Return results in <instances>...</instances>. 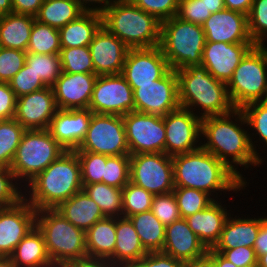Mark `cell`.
<instances>
[{
  "instance_id": "1",
  "label": "cell",
  "mask_w": 267,
  "mask_h": 267,
  "mask_svg": "<svg viewBox=\"0 0 267 267\" xmlns=\"http://www.w3.org/2000/svg\"><path fill=\"white\" fill-rule=\"evenodd\" d=\"M247 126L246 117L241 109H234L225 115L205 117L201 121V142L204 140L201 147L224 162L249 184L238 171V166L244 169L250 167L251 170V166L259 167L264 161L252 148Z\"/></svg>"
},
{
  "instance_id": "2",
  "label": "cell",
  "mask_w": 267,
  "mask_h": 267,
  "mask_svg": "<svg viewBox=\"0 0 267 267\" xmlns=\"http://www.w3.org/2000/svg\"><path fill=\"white\" fill-rule=\"evenodd\" d=\"M172 161L175 187L201 190L215 196V200L222 196V192L237 193L249 186L224 162L202 147L173 156ZM216 191L220 192L219 197Z\"/></svg>"
},
{
  "instance_id": "3",
  "label": "cell",
  "mask_w": 267,
  "mask_h": 267,
  "mask_svg": "<svg viewBox=\"0 0 267 267\" xmlns=\"http://www.w3.org/2000/svg\"><path fill=\"white\" fill-rule=\"evenodd\" d=\"M81 190L79 157L75 151H65L25 186L24 199L36 210L55 209Z\"/></svg>"
},
{
  "instance_id": "4",
  "label": "cell",
  "mask_w": 267,
  "mask_h": 267,
  "mask_svg": "<svg viewBox=\"0 0 267 267\" xmlns=\"http://www.w3.org/2000/svg\"><path fill=\"white\" fill-rule=\"evenodd\" d=\"M175 71L180 107L189 109L201 119L225 115L235 109L228 95L227 83L215 79L205 67L190 66Z\"/></svg>"
},
{
  "instance_id": "5",
  "label": "cell",
  "mask_w": 267,
  "mask_h": 267,
  "mask_svg": "<svg viewBox=\"0 0 267 267\" xmlns=\"http://www.w3.org/2000/svg\"><path fill=\"white\" fill-rule=\"evenodd\" d=\"M103 26L128 48L159 46L161 21L130 0H113L102 13Z\"/></svg>"
},
{
  "instance_id": "6",
  "label": "cell",
  "mask_w": 267,
  "mask_h": 267,
  "mask_svg": "<svg viewBox=\"0 0 267 267\" xmlns=\"http://www.w3.org/2000/svg\"><path fill=\"white\" fill-rule=\"evenodd\" d=\"M36 226L43 234L48 256L55 267L88 260L85 232L55 209L37 210Z\"/></svg>"
},
{
  "instance_id": "7",
  "label": "cell",
  "mask_w": 267,
  "mask_h": 267,
  "mask_svg": "<svg viewBox=\"0 0 267 267\" xmlns=\"http://www.w3.org/2000/svg\"><path fill=\"white\" fill-rule=\"evenodd\" d=\"M206 36L202 26L176 15L161 22L160 44L172 70L201 66Z\"/></svg>"
},
{
  "instance_id": "8",
  "label": "cell",
  "mask_w": 267,
  "mask_h": 267,
  "mask_svg": "<svg viewBox=\"0 0 267 267\" xmlns=\"http://www.w3.org/2000/svg\"><path fill=\"white\" fill-rule=\"evenodd\" d=\"M235 109L267 100V45H255L242 59L227 83Z\"/></svg>"
},
{
  "instance_id": "9",
  "label": "cell",
  "mask_w": 267,
  "mask_h": 267,
  "mask_svg": "<svg viewBox=\"0 0 267 267\" xmlns=\"http://www.w3.org/2000/svg\"><path fill=\"white\" fill-rule=\"evenodd\" d=\"M65 151L52 137L48 129L26 130L16 150L10 169L25 188L32 179Z\"/></svg>"
},
{
  "instance_id": "10",
  "label": "cell",
  "mask_w": 267,
  "mask_h": 267,
  "mask_svg": "<svg viewBox=\"0 0 267 267\" xmlns=\"http://www.w3.org/2000/svg\"><path fill=\"white\" fill-rule=\"evenodd\" d=\"M107 156L129 155L122 116L93 113L86 136L78 149Z\"/></svg>"
},
{
  "instance_id": "11",
  "label": "cell",
  "mask_w": 267,
  "mask_h": 267,
  "mask_svg": "<svg viewBox=\"0 0 267 267\" xmlns=\"http://www.w3.org/2000/svg\"><path fill=\"white\" fill-rule=\"evenodd\" d=\"M130 181L153 195L171 193L175 188L172 157L165 153L130 155Z\"/></svg>"
},
{
  "instance_id": "12",
  "label": "cell",
  "mask_w": 267,
  "mask_h": 267,
  "mask_svg": "<svg viewBox=\"0 0 267 267\" xmlns=\"http://www.w3.org/2000/svg\"><path fill=\"white\" fill-rule=\"evenodd\" d=\"M122 117L129 155L165 153L166 131L163 116L132 111Z\"/></svg>"
},
{
  "instance_id": "13",
  "label": "cell",
  "mask_w": 267,
  "mask_h": 267,
  "mask_svg": "<svg viewBox=\"0 0 267 267\" xmlns=\"http://www.w3.org/2000/svg\"><path fill=\"white\" fill-rule=\"evenodd\" d=\"M88 109L93 113L124 116L135 111L133 89L121 73L99 75Z\"/></svg>"
},
{
  "instance_id": "14",
  "label": "cell",
  "mask_w": 267,
  "mask_h": 267,
  "mask_svg": "<svg viewBox=\"0 0 267 267\" xmlns=\"http://www.w3.org/2000/svg\"><path fill=\"white\" fill-rule=\"evenodd\" d=\"M135 111L165 116L180 107L176 71L170 69L152 84H137L133 90Z\"/></svg>"
},
{
  "instance_id": "15",
  "label": "cell",
  "mask_w": 267,
  "mask_h": 267,
  "mask_svg": "<svg viewBox=\"0 0 267 267\" xmlns=\"http://www.w3.org/2000/svg\"><path fill=\"white\" fill-rule=\"evenodd\" d=\"M201 121V118L183 107L163 116L166 131L165 154L173 157L200 148Z\"/></svg>"
},
{
  "instance_id": "16",
  "label": "cell",
  "mask_w": 267,
  "mask_h": 267,
  "mask_svg": "<svg viewBox=\"0 0 267 267\" xmlns=\"http://www.w3.org/2000/svg\"><path fill=\"white\" fill-rule=\"evenodd\" d=\"M170 67L159 46L130 48L125 58L122 75L134 90L137 84H152L162 78Z\"/></svg>"
},
{
  "instance_id": "17",
  "label": "cell",
  "mask_w": 267,
  "mask_h": 267,
  "mask_svg": "<svg viewBox=\"0 0 267 267\" xmlns=\"http://www.w3.org/2000/svg\"><path fill=\"white\" fill-rule=\"evenodd\" d=\"M37 210L25 199L0 207V256L9 257L18 243L36 226Z\"/></svg>"
},
{
  "instance_id": "18",
  "label": "cell",
  "mask_w": 267,
  "mask_h": 267,
  "mask_svg": "<svg viewBox=\"0 0 267 267\" xmlns=\"http://www.w3.org/2000/svg\"><path fill=\"white\" fill-rule=\"evenodd\" d=\"M58 110L52 87L17 98L14 119L26 130L48 129Z\"/></svg>"
},
{
  "instance_id": "19",
  "label": "cell",
  "mask_w": 267,
  "mask_h": 267,
  "mask_svg": "<svg viewBox=\"0 0 267 267\" xmlns=\"http://www.w3.org/2000/svg\"><path fill=\"white\" fill-rule=\"evenodd\" d=\"M254 46V43L206 41L201 66L205 67L215 79L228 83L234 70Z\"/></svg>"
},
{
  "instance_id": "20",
  "label": "cell",
  "mask_w": 267,
  "mask_h": 267,
  "mask_svg": "<svg viewBox=\"0 0 267 267\" xmlns=\"http://www.w3.org/2000/svg\"><path fill=\"white\" fill-rule=\"evenodd\" d=\"M94 74L111 75L122 73L128 48L105 26H101L89 44Z\"/></svg>"
},
{
  "instance_id": "21",
  "label": "cell",
  "mask_w": 267,
  "mask_h": 267,
  "mask_svg": "<svg viewBox=\"0 0 267 267\" xmlns=\"http://www.w3.org/2000/svg\"><path fill=\"white\" fill-rule=\"evenodd\" d=\"M98 75L62 72L52 86L56 106L61 110L87 109Z\"/></svg>"
},
{
  "instance_id": "22",
  "label": "cell",
  "mask_w": 267,
  "mask_h": 267,
  "mask_svg": "<svg viewBox=\"0 0 267 267\" xmlns=\"http://www.w3.org/2000/svg\"><path fill=\"white\" fill-rule=\"evenodd\" d=\"M93 112L87 109H58L48 130L52 137L66 150L74 151L83 142Z\"/></svg>"
},
{
  "instance_id": "23",
  "label": "cell",
  "mask_w": 267,
  "mask_h": 267,
  "mask_svg": "<svg viewBox=\"0 0 267 267\" xmlns=\"http://www.w3.org/2000/svg\"><path fill=\"white\" fill-rule=\"evenodd\" d=\"M202 28L206 41L253 43L248 31L247 15L226 8L211 14Z\"/></svg>"
},
{
  "instance_id": "24",
  "label": "cell",
  "mask_w": 267,
  "mask_h": 267,
  "mask_svg": "<svg viewBox=\"0 0 267 267\" xmlns=\"http://www.w3.org/2000/svg\"><path fill=\"white\" fill-rule=\"evenodd\" d=\"M162 252L183 262L193 261L208 253V248L180 218L165 228V242Z\"/></svg>"
},
{
  "instance_id": "25",
  "label": "cell",
  "mask_w": 267,
  "mask_h": 267,
  "mask_svg": "<svg viewBox=\"0 0 267 267\" xmlns=\"http://www.w3.org/2000/svg\"><path fill=\"white\" fill-rule=\"evenodd\" d=\"M221 203L216 199L207 208L185 218L188 226L208 249L219 241L224 223L230 215L231 210Z\"/></svg>"
},
{
  "instance_id": "26",
  "label": "cell",
  "mask_w": 267,
  "mask_h": 267,
  "mask_svg": "<svg viewBox=\"0 0 267 267\" xmlns=\"http://www.w3.org/2000/svg\"><path fill=\"white\" fill-rule=\"evenodd\" d=\"M147 253L131 220L125 217L116 218L114 254L107 261L118 267H129Z\"/></svg>"
},
{
  "instance_id": "27",
  "label": "cell",
  "mask_w": 267,
  "mask_h": 267,
  "mask_svg": "<svg viewBox=\"0 0 267 267\" xmlns=\"http://www.w3.org/2000/svg\"><path fill=\"white\" fill-rule=\"evenodd\" d=\"M262 224V217H231L224 223L219 241L212 249H234L240 246L253 248Z\"/></svg>"
},
{
  "instance_id": "28",
  "label": "cell",
  "mask_w": 267,
  "mask_h": 267,
  "mask_svg": "<svg viewBox=\"0 0 267 267\" xmlns=\"http://www.w3.org/2000/svg\"><path fill=\"white\" fill-rule=\"evenodd\" d=\"M55 210L84 232L105 218L100 207L84 190L60 203Z\"/></svg>"
},
{
  "instance_id": "29",
  "label": "cell",
  "mask_w": 267,
  "mask_h": 267,
  "mask_svg": "<svg viewBox=\"0 0 267 267\" xmlns=\"http://www.w3.org/2000/svg\"><path fill=\"white\" fill-rule=\"evenodd\" d=\"M9 257L16 267H55L48 256L43 234L37 226L26 234Z\"/></svg>"
},
{
  "instance_id": "30",
  "label": "cell",
  "mask_w": 267,
  "mask_h": 267,
  "mask_svg": "<svg viewBox=\"0 0 267 267\" xmlns=\"http://www.w3.org/2000/svg\"><path fill=\"white\" fill-rule=\"evenodd\" d=\"M102 25V14L84 12L77 19L59 29L61 48L89 46Z\"/></svg>"
},
{
  "instance_id": "31",
  "label": "cell",
  "mask_w": 267,
  "mask_h": 267,
  "mask_svg": "<svg viewBox=\"0 0 267 267\" xmlns=\"http://www.w3.org/2000/svg\"><path fill=\"white\" fill-rule=\"evenodd\" d=\"M86 251L89 260L107 261L116 244V218L105 217L85 232Z\"/></svg>"
},
{
  "instance_id": "32",
  "label": "cell",
  "mask_w": 267,
  "mask_h": 267,
  "mask_svg": "<svg viewBox=\"0 0 267 267\" xmlns=\"http://www.w3.org/2000/svg\"><path fill=\"white\" fill-rule=\"evenodd\" d=\"M35 17L10 13L0 16V47L27 51Z\"/></svg>"
},
{
  "instance_id": "33",
  "label": "cell",
  "mask_w": 267,
  "mask_h": 267,
  "mask_svg": "<svg viewBox=\"0 0 267 267\" xmlns=\"http://www.w3.org/2000/svg\"><path fill=\"white\" fill-rule=\"evenodd\" d=\"M84 12L76 0H44L35 19L59 30Z\"/></svg>"
},
{
  "instance_id": "34",
  "label": "cell",
  "mask_w": 267,
  "mask_h": 267,
  "mask_svg": "<svg viewBox=\"0 0 267 267\" xmlns=\"http://www.w3.org/2000/svg\"><path fill=\"white\" fill-rule=\"evenodd\" d=\"M129 219L140 238L144 249L149 252H162L165 242V226L153 214L146 211L130 216Z\"/></svg>"
},
{
  "instance_id": "35",
  "label": "cell",
  "mask_w": 267,
  "mask_h": 267,
  "mask_svg": "<svg viewBox=\"0 0 267 267\" xmlns=\"http://www.w3.org/2000/svg\"><path fill=\"white\" fill-rule=\"evenodd\" d=\"M83 190L97 203L104 217H123L122 188L99 182L86 184Z\"/></svg>"
},
{
  "instance_id": "36",
  "label": "cell",
  "mask_w": 267,
  "mask_h": 267,
  "mask_svg": "<svg viewBox=\"0 0 267 267\" xmlns=\"http://www.w3.org/2000/svg\"><path fill=\"white\" fill-rule=\"evenodd\" d=\"M60 50L59 30L35 20L26 52L36 54H59Z\"/></svg>"
},
{
  "instance_id": "37",
  "label": "cell",
  "mask_w": 267,
  "mask_h": 267,
  "mask_svg": "<svg viewBox=\"0 0 267 267\" xmlns=\"http://www.w3.org/2000/svg\"><path fill=\"white\" fill-rule=\"evenodd\" d=\"M25 131L14 118L0 121V166L10 168Z\"/></svg>"
},
{
  "instance_id": "38",
  "label": "cell",
  "mask_w": 267,
  "mask_h": 267,
  "mask_svg": "<svg viewBox=\"0 0 267 267\" xmlns=\"http://www.w3.org/2000/svg\"><path fill=\"white\" fill-rule=\"evenodd\" d=\"M26 63L48 87H52L62 73L59 54H36L27 52Z\"/></svg>"
},
{
  "instance_id": "39",
  "label": "cell",
  "mask_w": 267,
  "mask_h": 267,
  "mask_svg": "<svg viewBox=\"0 0 267 267\" xmlns=\"http://www.w3.org/2000/svg\"><path fill=\"white\" fill-rule=\"evenodd\" d=\"M241 110L246 117L249 129L251 128V131L253 132L249 133L252 148L263 160L262 156L259 155L256 149L255 142L258 143L257 141L259 140V144H261V142L263 144L264 142L265 147L267 146V100L247 104ZM252 136L259 138L256 139L257 141L253 142L255 138Z\"/></svg>"
},
{
  "instance_id": "40",
  "label": "cell",
  "mask_w": 267,
  "mask_h": 267,
  "mask_svg": "<svg viewBox=\"0 0 267 267\" xmlns=\"http://www.w3.org/2000/svg\"><path fill=\"white\" fill-rule=\"evenodd\" d=\"M172 192L176 198L181 218L199 212L215 201L214 197L197 189L175 187Z\"/></svg>"
},
{
  "instance_id": "41",
  "label": "cell",
  "mask_w": 267,
  "mask_h": 267,
  "mask_svg": "<svg viewBox=\"0 0 267 267\" xmlns=\"http://www.w3.org/2000/svg\"><path fill=\"white\" fill-rule=\"evenodd\" d=\"M154 195L129 181L122 188L123 217L150 211Z\"/></svg>"
},
{
  "instance_id": "42",
  "label": "cell",
  "mask_w": 267,
  "mask_h": 267,
  "mask_svg": "<svg viewBox=\"0 0 267 267\" xmlns=\"http://www.w3.org/2000/svg\"><path fill=\"white\" fill-rule=\"evenodd\" d=\"M62 72L64 73H90L94 74L89 46L61 48Z\"/></svg>"
},
{
  "instance_id": "43",
  "label": "cell",
  "mask_w": 267,
  "mask_h": 267,
  "mask_svg": "<svg viewBox=\"0 0 267 267\" xmlns=\"http://www.w3.org/2000/svg\"><path fill=\"white\" fill-rule=\"evenodd\" d=\"M130 181V155L107 156L102 183L123 188Z\"/></svg>"
},
{
  "instance_id": "44",
  "label": "cell",
  "mask_w": 267,
  "mask_h": 267,
  "mask_svg": "<svg viewBox=\"0 0 267 267\" xmlns=\"http://www.w3.org/2000/svg\"><path fill=\"white\" fill-rule=\"evenodd\" d=\"M79 157L83 187L86 184L102 182L106 155L90 151H75Z\"/></svg>"
},
{
  "instance_id": "45",
  "label": "cell",
  "mask_w": 267,
  "mask_h": 267,
  "mask_svg": "<svg viewBox=\"0 0 267 267\" xmlns=\"http://www.w3.org/2000/svg\"><path fill=\"white\" fill-rule=\"evenodd\" d=\"M248 31L255 45L267 41V0H254L247 16Z\"/></svg>"
},
{
  "instance_id": "46",
  "label": "cell",
  "mask_w": 267,
  "mask_h": 267,
  "mask_svg": "<svg viewBox=\"0 0 267 267\" xmlns=\"http://www.w3.org/2000/svg\"><path fill=\"white\" fill-rule=\"evenodd\" d=\"M22 188L12 170L0 166V207L16 205L23 200L24 188Z\"/></svg>"
},
{
  "instance_id": "47",
  "label": "cell",
  "mask_w": 267,
  "mask_h": 267,
  "mask_svg": "<svg viewBox=\"0 0 267 267\" xmlns=\"http://www.w3.org/2000/svg\"><path fill=\"white\" fill-rule=\"evenodd\" d=\"M26 51L0 47V82L9 81L23 68Z\"/></svg>"
},
{
  "instance_id": "48",
  "label": "cell",
  "mask_w": 267,
  "mask_h": 267,
  "mask_svg": "<svg viewBox=\"0 0 267 267\" xmlns=\"http://www.w3.org/2000/svg\"><path fill=\"white\" fill-rule=\"evenodd\" d=\"M151 211L165 227L181 218L173 192L154 195Z\"/></svg>"
},
{
  "instance_id": "49",
  "label": "cell",
  "mask_w": 267,
  "mask_h": 267,
  "mask_svg": "<svg viewBox=\"0 0 267 267\" xmlns=\"http://www.w3.org/2000/svg\"><path fill=\"white\" fill-rule=\"evenodd\" d=\"M9 85L17 98L47 87L26 62L23 68L9 81Z\"/></svg>"
},
{
  "instance_id": "50",
  "label": "cell",
  "mask_w": 267,
  "mask_h": 267,
  "mask_svg": "<svg viewBox=\"0 0 267 267\" xmlns=\"http://www.w3.org/2000/svg\"><path fill=\"white\" fill-rule=\"evenodd\" d=\"M143 11L154 15L159 21L174 17L180 0H130Z\"/></svg>"
},
{
  "instance_id": "51",
  "label": "cell",
  "mask_w": 267,
  "mask_h": 267,
  "mask_svg": "<svg viewBox=\"0 0 267 267\" xmlns=\"http://www.w3.org/2000/svg\"><path fill=\"white\" fill-rule=\"evenodd\" d=\"M211 15L203 0H180L176 16L182 20L202 26Z\"/></svg>"
},
{
  "instance_id": "52",
  "label": "cell",
  "mask_w": 267,
  "mask_h": 267,
  "mask_svg": "<svg viewBox=\"0 0 267 267\" xmlns=\"http://www.w3.org/2000/svg\"><path fill=\"white\" fill-rule=\"evenodd\" d=\"M237 267H256L257 256L254 248L240 246L234 249H213Z\"/></svg>"
},
{
  "instance_id": "53",
  "label": "cell",
  "mask_w": 267,
  "mask_h": 267,
  "mask_svg": "<svg viewBox=\"0 0 267 267\" xmlns=\"http://www.w3.org/2000/svg\"><path fill=\"white\" fill-rule=\"evenodd\" d=\"M129 267H185V262L163 252H149Z\"/></svg>"
},
{
  "instance_id": "54",
  "label": "cell",
  "mask_w": 267,
  "mask_h": 267,
  "mask_svg": "<svg viewBox=\"0 0 267 267\" xmlns=\"http://www.w3.org/2000/svg\"><path fill=\"white\" fill-rule=\"evenodd\" d=\"M17 97L9 83L0 82V121L13 119Z\"/></svg>"
},
{
  "instance_id": "55",
  "label": "cell",
  "mask_w": 267,
  "mask_h": 267,
  "mask_svg": "<svg viewBox=\"0 0 267 267\" xmlns=\"http://www.w3.org/2000/svg\"><path fill=\"white\" fill-rule=\"evenodd\" d=\"M44 0H12L13 12L36 16Z\"/></svg>"
},
{
  "instance_id": "56",
  "label": "cell",
  "mask_w": 267,
  "mask_h": 267,
  "mask_svg": "<svg viewBox=\"0 0 267 267\" xmlns=\"http://www.w3.org/2000/svg\"><path fill=\"white\" fill-rule=\"evenodd\" d=\"M253 248L257 258L267 252V217L262 216V224Z\"/></svg>"
},
{
  "instance_id": "57",
  "label": "cell",
  "mask_w": 267,
  "mask_h": 267,
  "mask_svg": "<svg viewBox=\"0 0 267 267\" xmlns=\"http://www.w3.org/2000/svg\"><path fill=\"white\" fill-rule=\"evenodd\" d=\"M76 1L85 12H96L102 14L113 0H76Z\"/></svg>"
},
{
  "instance_id": "58",
  "label": "cell",
  "mask_w": 267,
  "mask_h": 267,
  "mask_svg": "<svg viewBox=\"0 0 267 267\" xmlns=\"http://www.w3.org/2000/svg\"><path fill=\"white\" fill-rule=\"evenodd\" d=\"M254 0H224L225 8L242 13L249 14Z\"/></svg>"
},
{
  "instance_id": "59",
  "label": "cell",
  "mask_w": 267,
  "mask_h": 267,
  "mask_svg": "<svg viewBox=\"0 0 267 267\" xmlns=\"http://www.w3.org/2000/svg\"><path fill=\"white\" fill-rule=\"evenodd\" d=\"M62 267H118L105 260H85L64 264Z\"/></svg>"
},
{
  "instance_id": "60",
  "label": "cell",
  "mask_w": 267,
  "mask_h": 267,
  "mask_svg": "<svg viewBox=\"0 0 267 267\" xmlns=\"http://www.w3.org/2000/svg\"><path fill=\"white\" fill-rule=\"evenodd\" d=\"M185 267H216V265L215 261L206 254L203 257L186 262Z\"/></svg>"
},
{
  "instance_id": "61",
  "label": "cell",
  "mask_w": 267,
  "mask_h": 267,
  "mask_svg": "<svg viewBox=\"0 0 267 267\" xmlns=\"http://www.w3.org/2000/svg\"><path fill=\"white\" fill-rule=\"evenodd\" d=\"M207 254L215 261L216 267H237L212 248L208 249Z\"/></svg>"
},
{
  "instance_id": "62",
  "label": "cell",
  "mask_w": 267,
  "mask_h": 267,
  "mask_svg": "<svg viewBox=\"0 0 267 267\" xmlns=\"http://www.w3.org/2000/svg\"><path fill=\"white\" fill-rule=\"evenodd\" d=\"M203 2L211 14L225 9L224 0H203Z\"/></svg>"
},
{
  "instance_id": "63",
  "label": "cell",
  "mask_w": 267,
  "mask_h": 267,
  "mask_svg": "<svg viewBox=\"0 0 267 267\" xmlns=\"http://www.w3.org/2000/svg\"><path fill=\"white\" fill-rule=\"evenodd\" d=\"M12 12V0H0V16H4Z\"/></svg>"
},
{
  "instance_id": "64",
  "label": "cell",
  "mask_w": 267,
  "mask_h": 267,
  "mask_svg": "<svg viewBox=\"0 0 267 267\" xmlns=\"http://www.w3.org/2000/svg\"><path fill=\"white\" fill-rule=\"evenodd\" d=\"M0 267H16L10 257L0 256Z\"/></svg>"
},
{
  "instance_id": "65",
  "label": "cell",
  "mask_w": 267,
  "mask_h": 267,
  "mask_svg": "<svg viewBox=\"0 0 267 267\" xmlns=\"http://www.w3.org/2000/svg\"><path fill=\"white\" fill-rule=\"evenodd\" d=\"M258 267H267V252L257 258Z\"/></svg>"
}]
</instances>
